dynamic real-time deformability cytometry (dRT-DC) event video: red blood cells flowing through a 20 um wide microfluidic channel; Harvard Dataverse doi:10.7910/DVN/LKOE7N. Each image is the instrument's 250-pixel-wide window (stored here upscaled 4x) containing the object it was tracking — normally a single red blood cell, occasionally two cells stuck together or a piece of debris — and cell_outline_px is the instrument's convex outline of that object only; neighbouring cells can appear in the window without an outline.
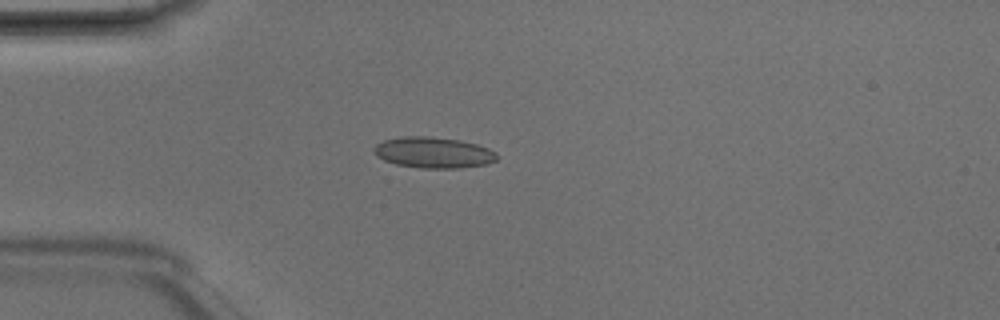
{"species": "Egyptian fruit bat (a non-hibernating species)", "species_latin": "Rousettus aegyptiacus", "temperature_condition": "room temperature", "stored_images_in_passage": 2, "camera_frame_rate_fps": 3000, "um_per_image_px": 0.085, "animal": {"sex": "male"}, "frame": {"image": 1, "passage_image": 1, "time_ms": 0.0, "image_size_px": [1000, 320], "cell_outline_px": [[496, 160], [484, 164], [456, 168], [424, 168], [396, 164], [384, 160], [376, 156], [372, 148], [376, 144], [384, 140], [404, 136], [428, 136], [460, 140], [476, 144], [488, 148], [496, 152]], "centroid_in_image_um": [36.8, 12.96], "position_along_channel_um": 48.2, "area_um2": 22.02}}